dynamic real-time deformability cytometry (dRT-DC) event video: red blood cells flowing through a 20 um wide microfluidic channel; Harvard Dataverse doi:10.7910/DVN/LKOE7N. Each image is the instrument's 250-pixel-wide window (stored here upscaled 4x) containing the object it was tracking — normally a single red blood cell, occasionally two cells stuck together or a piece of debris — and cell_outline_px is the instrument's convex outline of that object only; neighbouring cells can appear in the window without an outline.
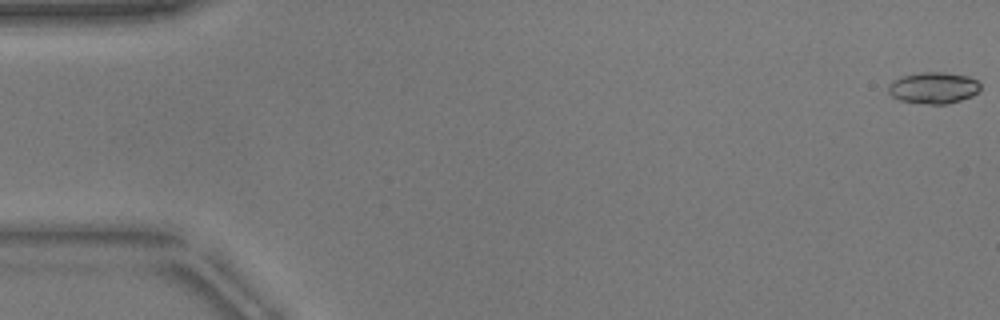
{"species": "common noctule bat (a hibernating species)", "species_latin": "Nyctalus noctula", "temperature_condition": "warm", "stored_images_in_passage": 10, "camera_frame_rate_fps": 3000, "um_per_image_px": 0.085, "animal": {"sex": "male", "body_mass_g": 17.9}, "frame": {"image": 1, "passage_image": 1, "time_ms": 0.0, "image_size_px": [1000, 320], "cell_outline_px": [[980, 88], [972, 96], [960, 100], [944, 104], [932, 104], [900, 100], [892, 96], [888, 92], [888, 84], [892, 80], [900, 76], [920, 72], [944, 72], [968, 76], [976, 80], [980, 84]], "centroid_in_image_um": [79.31, 7.45], "position_along_channel_um": 5.7, "area_um2": 16.82}}